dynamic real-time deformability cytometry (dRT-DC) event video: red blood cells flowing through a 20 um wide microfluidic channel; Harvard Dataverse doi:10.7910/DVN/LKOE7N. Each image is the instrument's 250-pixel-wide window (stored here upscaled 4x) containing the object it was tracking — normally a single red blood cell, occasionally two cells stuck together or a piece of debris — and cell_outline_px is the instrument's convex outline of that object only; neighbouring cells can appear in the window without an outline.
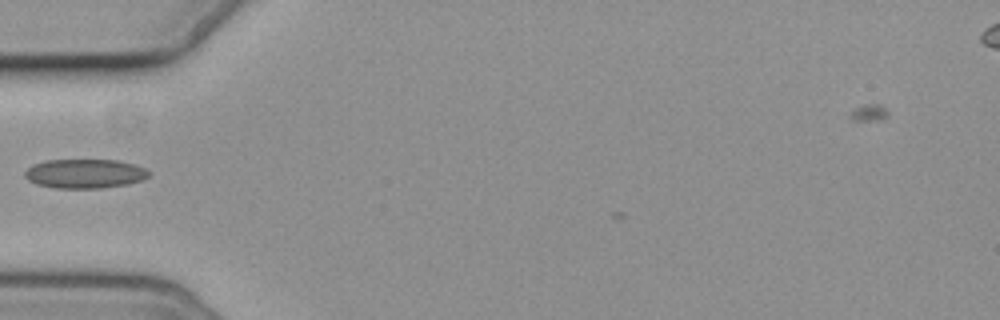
{"species": "common noctule bat (a hibernating species)", "species_latin": "Nyctalus noctula", "temperature_condition": "cold", "stored_images_in_passage": 2, "camera_frame_rate_fps": 3000, "um_per_image_px": 0.085, "animal": {"sex": "female", "body_mass_g": 19.3, "forearm_length_mm": 54.1}, "frame": {"image": 1, "passage_image": 1, "time_ms": 0.0, "image_size_px": [1000, 320], "cell_outline_px": [[152, 172], [144, 180], [128, 184], [100, 188], [56, 188], [36, 184], [28, 180], [24, 176], [24, 172], [32, 164], [44, 160], [116, 160], [132, 164], [144, 168]], "centroid_in_image_um": [7.2, 14.76], "position_along_channel_um": 77.8, "area_um2": 21.21}}